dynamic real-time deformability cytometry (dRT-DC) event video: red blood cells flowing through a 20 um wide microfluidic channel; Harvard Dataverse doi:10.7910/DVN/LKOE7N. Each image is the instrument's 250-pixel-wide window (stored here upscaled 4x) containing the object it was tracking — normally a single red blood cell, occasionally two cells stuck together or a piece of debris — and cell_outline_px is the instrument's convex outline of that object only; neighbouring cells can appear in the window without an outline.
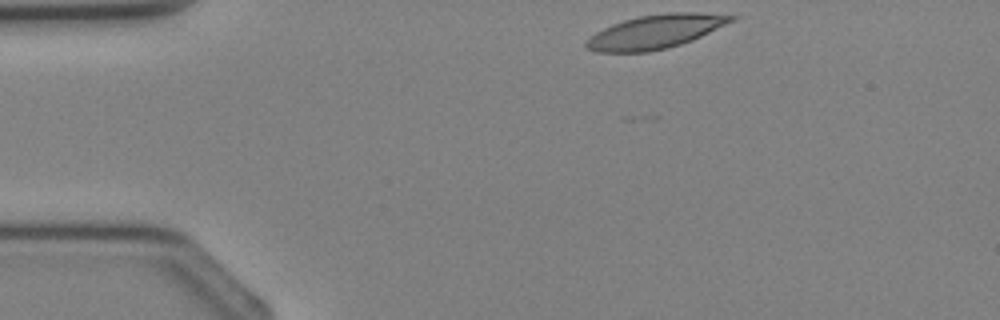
{"species": "Egyptian fruit bat (a non-hibernating species)", "species_latin": "Rousettus aegyptiacus", "temperature_condition": "cold", "stored_images_in_passage": 4, "segment_of_instrument_passage": [2, 2], "camera_frame_rate_fps": 3000, "um_per_image_px": 0.085, "animal": {"sex": "female"}, "frame": {"image": 1, "passage_image": 4, "time_ms": 3.333, "image_size_px": [1000, 320], "cell_outline_px": [[740, 16], [692, 40], [680, 44], [648, 52], [596, 52], [584, 48], [584, 44], [596, 32], [612, 24], [624, 20], [640, 16], [668, 12], [696, 12]], "centroid_in_image_um": [55.66, 2.69], "position_along_channel_um": 29.3, "area_um2": 28.09}}